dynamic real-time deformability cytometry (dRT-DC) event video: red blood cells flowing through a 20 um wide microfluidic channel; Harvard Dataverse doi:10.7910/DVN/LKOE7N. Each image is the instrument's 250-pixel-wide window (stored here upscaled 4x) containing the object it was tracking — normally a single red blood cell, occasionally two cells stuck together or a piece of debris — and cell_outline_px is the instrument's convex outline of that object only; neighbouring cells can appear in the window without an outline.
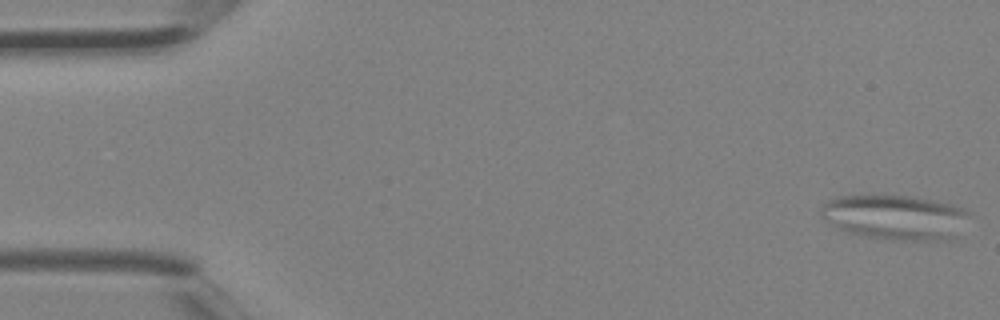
{"species": "Egyptian fruit bat (a non-hibernating species)", "species_latin": "Rousettus aegyptiacus", "temperature_condition": "room temperature", "stored_images_in_passage": 5, "camera_frame_rate_fps": 3000, "um_per_image_px": 0.085, "animal": {"sex": "female"}, "frame": {"image": 1, "passage_image": 1, "time_ms": 0.0, "image_size_px": [1000, 320], "cell_outline_px": [[968, 212], [956, 236], [948, 240], [896, 240], [864, 236], [840, 228], [820, 216], [820, 212], [824, 204], [828, 200], [836, 196], [912, 196], [936, 200], [964, 208]], "centroid_in_image_um": [76.09, 18.45], "position_along_channel_um": 8.9, "area_um2": 38.09}}
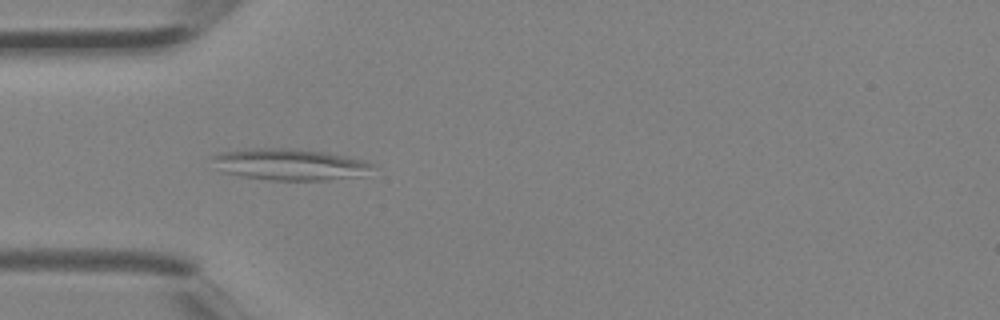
{"frame": {"image": 2, "passage_image": 4, "time_ms": 1.0, "image_size_px": [1000, 320], "cell_outline_px": [[376, 164], [360, 176], [324, 180], [272, 180], [240, 176], [220, 172], [212, 156], [220, 152], [248, 148], [288, 148], [324, 152], [364, 160]], "centroid_in_image_um": [24.59, 13.97], "position_along_channel_um": 60.4, "area_um2": 29.19}}